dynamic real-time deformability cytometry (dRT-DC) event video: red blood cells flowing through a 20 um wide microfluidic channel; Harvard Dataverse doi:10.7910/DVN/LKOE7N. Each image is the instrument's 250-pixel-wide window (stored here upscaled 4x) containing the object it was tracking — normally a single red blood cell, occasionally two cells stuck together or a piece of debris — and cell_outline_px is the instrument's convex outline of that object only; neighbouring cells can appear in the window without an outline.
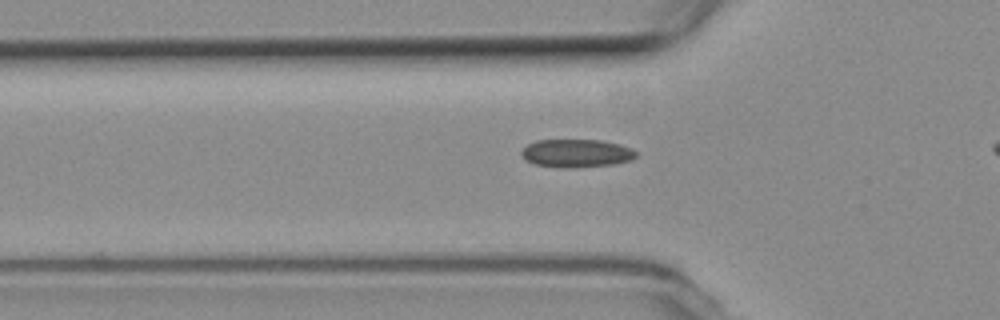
{"species": "common noctule bat (a hibernating species)", "species_latin": "Nyctalus noctula", "temperature_condition": "room temperature", "stored_images_in_passage": 38, "camera_frame_rate_fps": 3000, "um_per_image_px": 0.085, "animal": {"sex": "female", "body_mass_g": 19.3, "forearm_length_mm": 54.1}, "frame": {"image": 1, "passage_image": 11, "time_ms": 3.333, "image_size_px": [1000, 320], "cell_outline_px": [[636, 156], [632, 160], [612, 164], [576, 168], [560, 168], [536, 164], [528, 160], [520, 152], [528, 144], [536, 140], [600, 140], [620, 144], [632, 148], [636, 152]], "centroid_in_image_um": [49.03, 13.02], "position_along_channel_um": 76.8, "area_um2": 18.73}}
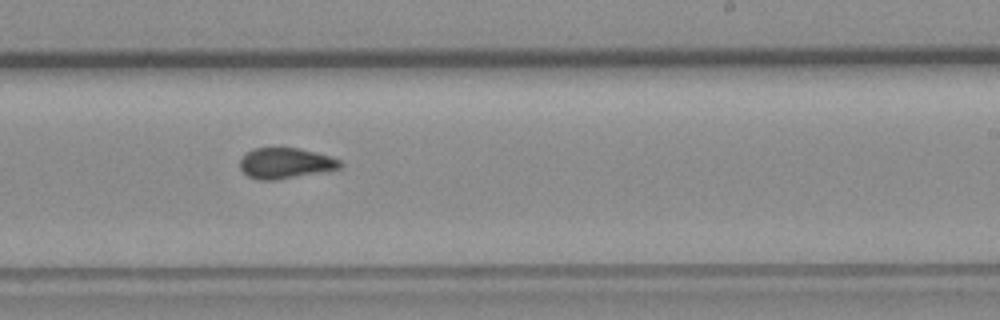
{"frame": {"image": 2, "passage_image": 26, "time_ms": 8.333, "image_size_px": [1000, 320], "cell_outline_px": [[344, 164], [340, 168], [320, 172], [276, 180], [260, 180], [248, 176], [240, 168], [240, 160], [252, 148], [300, 148], [328, 156], [340, 160]], "centroid_in_image_um": [24.26, 13.87], "position_along_channel_um": 264.7, "area_um2": 17.69}}
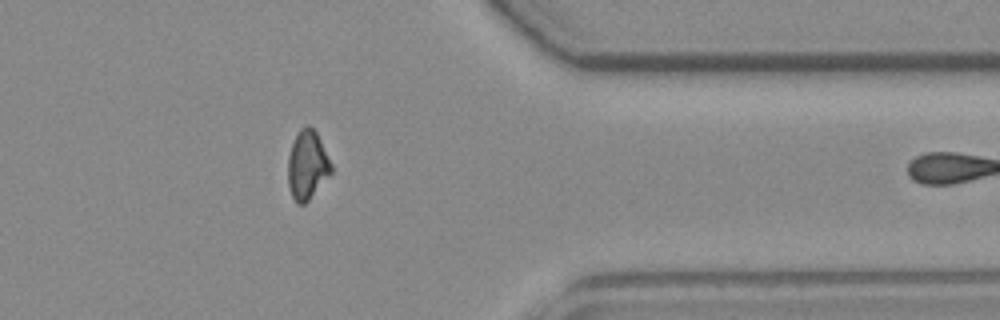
{"frame": {"image": 3, "passage_image": 37, "time_ms": 12.0, "image_size_px": [1000, 320], "cell_outline_px": [[332, 172], [308, 200], [304, 204], [296, 204], [292, 196], [288, 184], [288, 156], [292, 144], [300, 128], [308, 124], [316, 132], [332, 164]], "centroid_in_image_um": [26.11, 14.03], "position_along_channel_um": 385.3, "area_um2": 17.17}}